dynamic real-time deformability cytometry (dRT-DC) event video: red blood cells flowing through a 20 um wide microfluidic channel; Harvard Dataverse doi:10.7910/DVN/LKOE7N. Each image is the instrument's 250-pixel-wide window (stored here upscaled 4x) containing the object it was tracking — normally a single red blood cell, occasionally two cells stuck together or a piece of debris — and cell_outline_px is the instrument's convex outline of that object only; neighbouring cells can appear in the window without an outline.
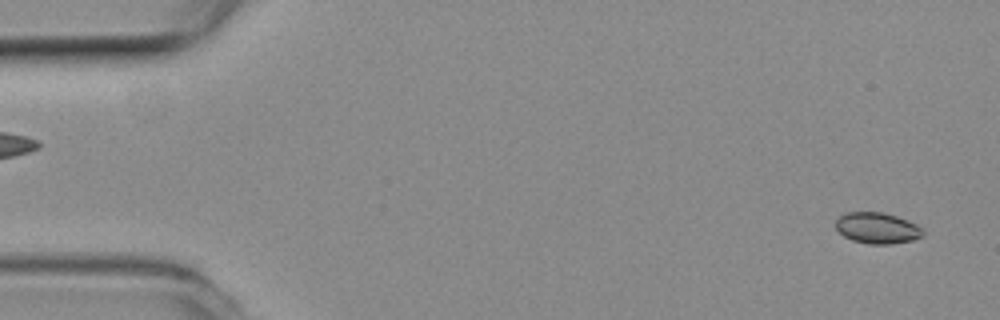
{"species": "common noctule bat (a hibernating species)", "species_latin": "Nyctalus noctula", "temperature_condition": "room temperature", "stored_images_in_passage": 52, "camera_frame_rate_fps": 3000, "um_per_image_px": 0.085, "animal": {"sex": "female", "body_mass_g": 19.3, "forearm_length_mm": 54.1}, "frame": {"image": 1, "passage_image": 1, "time_ms": 0.0, "image_size_px": [1000, 320], "cell_outline_px": [[924, 236], [912, 240], [892, 244], [868, 244], [852, 240], [844, 236], [836, 228], [836, 220], [840, 216], [848, 212], [884, 212], [908, 220], [916, 224], [924, 232]], "centroid_in_image_um": [74.58, 19.39], "position_along_channel_um": 10.4, "area_um2": 15.78}}
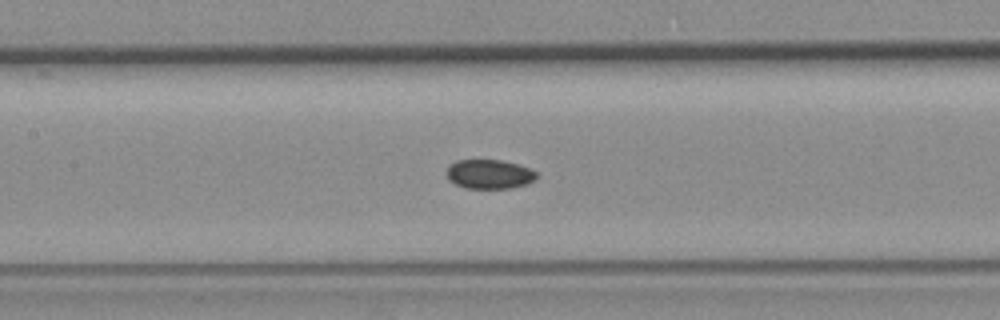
{"frame": {"image": 2, "passage_image": 23, "time_ms": 7.333, "image_size_px": [1000, 320], "cell_outline_px": [[536, 180], [528, 184], [512, 188], [464, 188], [448, 180], [444, 172], [448, 164], [456, 160], [500, 160], [516, 164], [528, 168], [536, 172]], "centroid_in_image_um": [41.53, 14.81], "position_along_channel_um": 165.9, "area_um2": 15.55}}
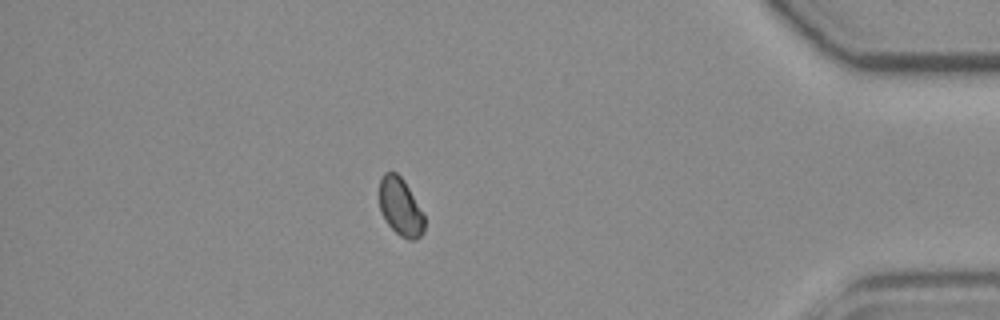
{"frame": {"image": 3, "passage_image": 45, "time_ms": 14.667, "image_size_px": [1000, 320], "cell_outline_px": [[424, 232], [416, 240], [408, 240], [400, 236], [388, 224], [380, 212], [380, 180], [384, 172], [396, 172], [404, 180], [424, 216]], "centroid_in_image_um": [34.03, 17.61], "position_along_channel_um": 401.2, "area_um2": 15.03}}